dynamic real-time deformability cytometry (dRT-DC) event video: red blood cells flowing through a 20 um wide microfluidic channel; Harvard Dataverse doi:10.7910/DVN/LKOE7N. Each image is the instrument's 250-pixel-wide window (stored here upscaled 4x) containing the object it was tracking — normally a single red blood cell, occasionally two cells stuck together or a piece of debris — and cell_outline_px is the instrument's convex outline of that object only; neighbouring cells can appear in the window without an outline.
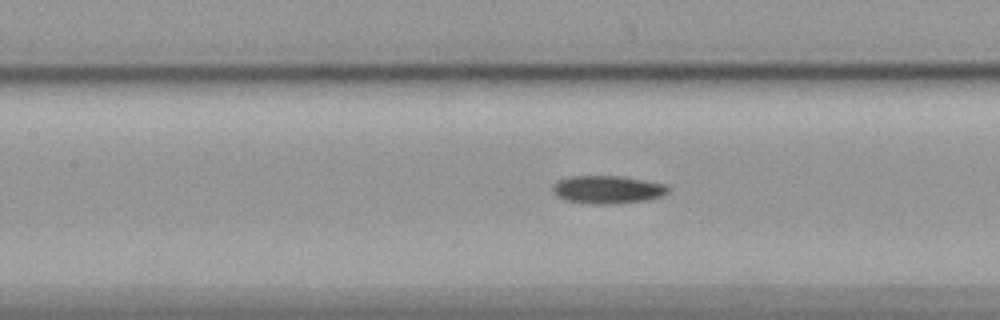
{"species": "common noctule bat (a hibernating species)", "species_latin": "Nyctalus noctula", "temperature_condition": "cold", "stored_images_in_passage": 56, "camera_frame_rate_fps": 3000, "um_per_image_px": 0.085, "animal": {"sex": "female", "body_mass_g": 19.9}, "frame": {"image": 1, "passage_image": 25, "time_ms": 8.0, "image_size_px": [1000, 320], "cell_outline_px": [[668, 192], [660, 196], [648, 200], [616, 204], [592, 204], [564, 200], [552, 188], [560, 180], [572, 176], [620, 176], [644, 180], [664, 184], [668, 188]], "centroid_in_image_um": [51.68, 16.12], "position_along_channel_um": 155.7, "area_um2": 18.5}}
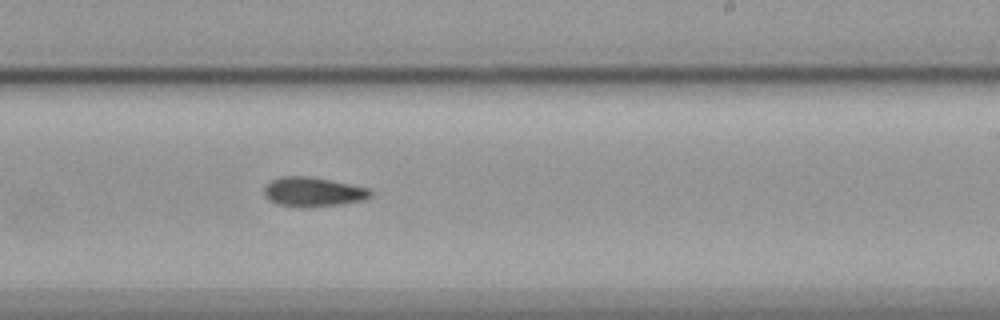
{"frame": {"image": 2, "passage_image": 34, "time_ms": 11.0, "image_size_px": [1000, 320], "cell_outline_px": [[372, 196], [364, 200], [340, 204], [304, 208], [300, 208], [276, 204], [268, 200], [264, 196], [264, 188], [272, 180], [280, 176], [308, 176], [372, 188]], "centroid_in_image_um": [26.62, 16.32], "position_along_channel_um": 262.4, "area_um2": 18.5}}
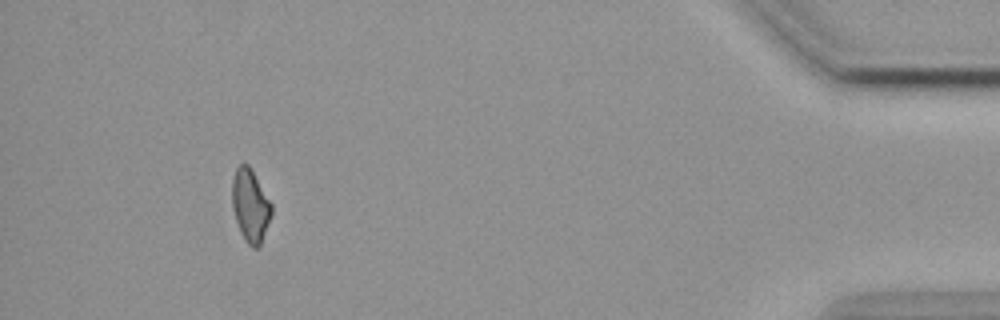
{"frame": {"image": 3, "passage_image": 52, "time_ms": 17.0, "image_size_px": [1000, 320], "cell_outline_px": [[272, 212], [260, 244], [256, 248], [252, 248], [244, 240], [240, 232], [232, 208], [232, 180], [236, 168], [240, 164], [248, 164], [272, 204]], "centroid_in_image_um": [21.26, 17.47], "position_along_channel_um": 413.9, "area_um2": 16.47}, "authors_computed_cell_mechanics": {"area_um2": 17.7735, "velocity_mm_per_s": 3.5728, "shape_relaxation_time_tau1_ms": 6.88, "shape_relaxation_time_tau2_ms": null, "deformation_change_tau1": 0.1523, "deformation_change_tau2": null}}